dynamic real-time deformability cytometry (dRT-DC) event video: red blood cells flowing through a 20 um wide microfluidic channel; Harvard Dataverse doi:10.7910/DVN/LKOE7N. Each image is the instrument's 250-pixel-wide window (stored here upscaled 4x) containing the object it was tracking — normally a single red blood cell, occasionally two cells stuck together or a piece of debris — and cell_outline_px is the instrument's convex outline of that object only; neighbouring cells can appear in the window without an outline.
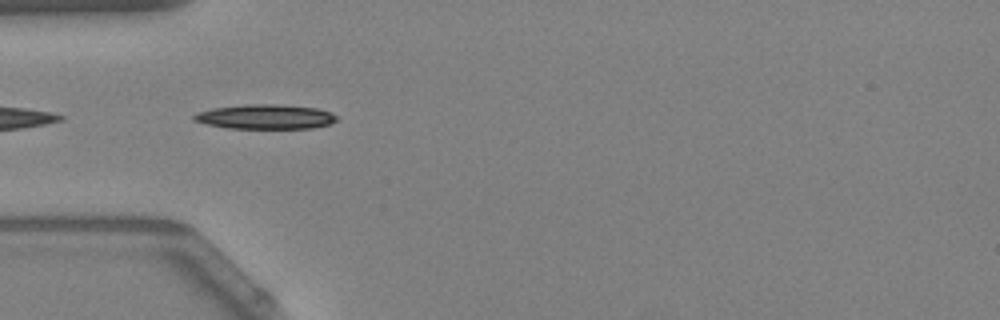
{"species": "Egyptian fruit bat (a non-hibernating species)", "species_latin": "Rousettus aegyptiacus", "temperature_condition": "warm", "stored_images_in_passage": 4, "camera_frame_rate_fps": 3000, "um_per_image_px": 0.085, "animal": {"sex": "female"}, "frame": {"image": 1, "passage_image": 2, "time_ms": 0.333, "image_size_px": [1000, 320], "cell_outline_px": [[336, 120], [332, 124], [312, 128], [228, 128], [208, 124], [192, 120], [192, 116], [196, 112], [212, 108], [248, 104], [272, 104], [316, 108], [332, 112], [336, 116]], "centroid_in_image_um": [22.55, 9.92], "position_along_channel_um": 62.4, "area_um2": 20.4}}